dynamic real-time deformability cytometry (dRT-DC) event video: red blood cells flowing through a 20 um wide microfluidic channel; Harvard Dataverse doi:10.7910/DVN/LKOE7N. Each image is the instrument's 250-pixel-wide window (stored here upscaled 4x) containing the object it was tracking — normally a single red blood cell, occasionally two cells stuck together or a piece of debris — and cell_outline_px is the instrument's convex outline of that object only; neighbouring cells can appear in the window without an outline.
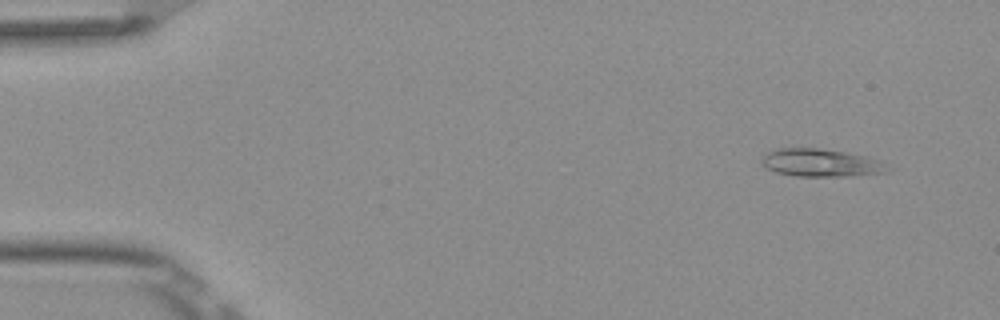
{"species": "Egyptian fruit bat (a non-hibernating species)", "species_latin": "Rousettus aegyptiacus", "temperature_condition": "room temperature", "stored_images_in_passage": 5, "segment_of_instrument_passage": [2, 2], "camera_frame_rate_fps": 3000, "um_per_image_px": 0.085, "frame": {"image": 1, "passage_image": 5, "time_ms": 1.333, "image_size_px": [1000, 320], "cell_outline_px": [[892, 168], [888, 172], [852, 176], [796, 176], [776, 172], [764, 168], [760, 160], [768, 152], [780, 148], [820, 148], [868, 156], [880, 160]], "centroid_in_image_um": [69.81, 13.84], "position_along_channel_um": 15.2, "area_um2": 20.58}}